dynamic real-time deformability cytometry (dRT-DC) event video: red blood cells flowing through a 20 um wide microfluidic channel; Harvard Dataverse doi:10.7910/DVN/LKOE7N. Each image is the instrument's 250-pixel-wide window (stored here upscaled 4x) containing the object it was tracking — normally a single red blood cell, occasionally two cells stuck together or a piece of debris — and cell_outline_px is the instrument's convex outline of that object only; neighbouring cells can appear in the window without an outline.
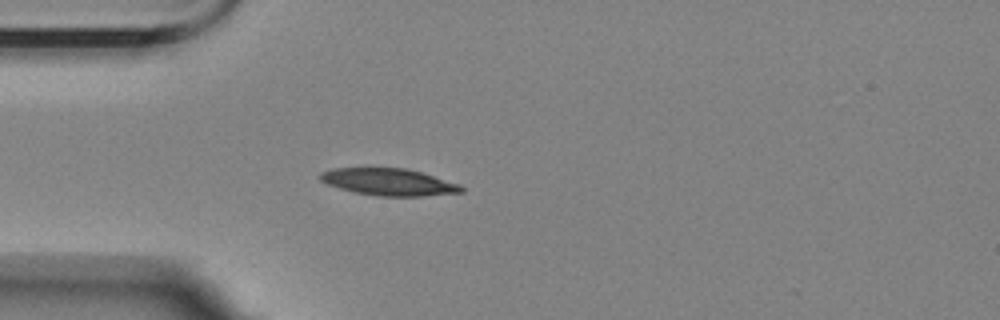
{"species": "Egyptian fruit bat (a non-hibernating species)", "species_latin": "Rousettus aegyptiacus", "temperature_condition": "room temperature", "stored_images_in_passage": 3, "camera_frame_rate_fps": 3000, "um_per_image_px": 0.085, "animal": {"sex": "female"}, "frame": {"image": 1, "passage_image": 3, "time_ms": 3.333, "image_size_px": [1000, 320], "cell_outline_px": [[464, 192], [420, 196], [376, 196], [356, 192], [340, 188], [328, 184], [320, 180], [320, 172], [332, 168], [404, 168], [420, 172], [460, 184], [464, 188]], "centroid_in_image_um": [33.05, 15.47], "position_along_channel_um": 52.0, "area_um2": 22.02}}